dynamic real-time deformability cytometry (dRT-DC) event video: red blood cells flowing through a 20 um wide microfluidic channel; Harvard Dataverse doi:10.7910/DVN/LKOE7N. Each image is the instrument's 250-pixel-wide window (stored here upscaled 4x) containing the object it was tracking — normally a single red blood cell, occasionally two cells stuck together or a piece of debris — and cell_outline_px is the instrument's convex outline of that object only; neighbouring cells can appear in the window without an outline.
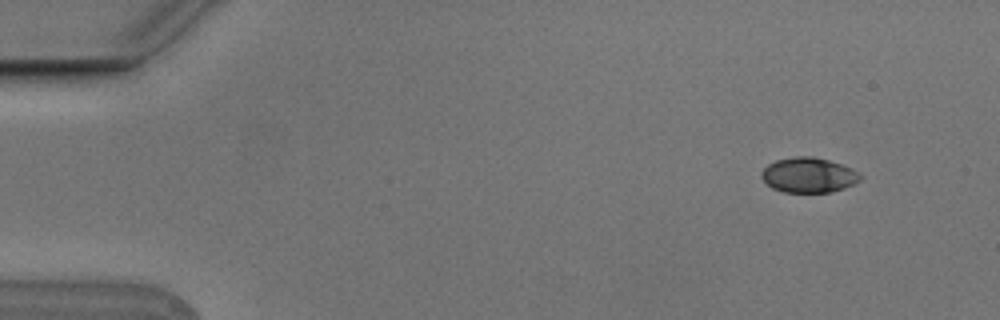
{"species": "Egyptian fruit bat (a non-hibernating species)", "species_latin": "Rousettus aegyptiacus", "temperature_condition": "cold", "stored_images_in_passage": 9, "camera_frame_rate_fps": 3000, "um_per_image_px": 0.085, "animal": {"sex": "male"}, "frame": {"image": 1, "passage_image": 1, "time_ms": 0.0, "image_size_px": [1000, 320], "cell_outline_px": [[864, 176], [860, 180], [844, 188], [828, 192], [784, 192], [772, 188], [760, 176], [760, 172], [768, 164], [776, 160], [796, 156], [812, 156], [828, 160], [852, 168]], "centroid_in_image_um": [68.72, 14.87], "position_along_channel_um": 16.3, "area_um2": 20.11}}
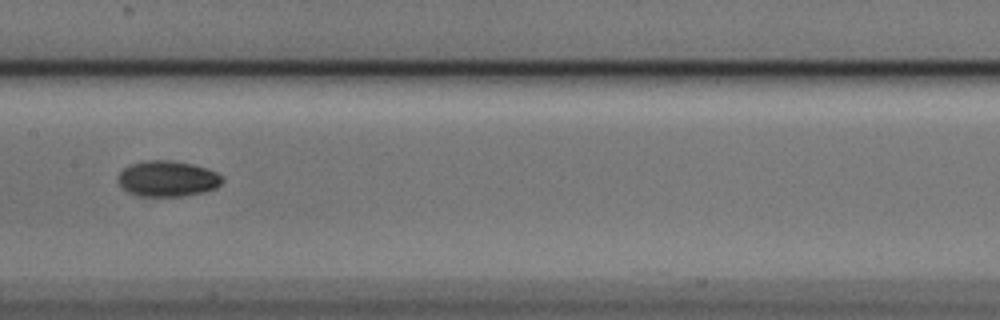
{"frame": {"image": 2, "passage_image": 7, "time_ms": 2.0, "image_size_px": [1000, 320], "cell_outline_px": [[224, 180], [216, 188], [204, 192], [184, 196], [136, 196], [128, 192], [116, 180], [120, 172], [124, 168], [132, 164], [148, 160], [172, 160], [192, 164], [216, 172]], "centroid_in_image_um": [14.22, 15.2], "position_along_channel_um": 193.2, "area_um2": 21.68}}
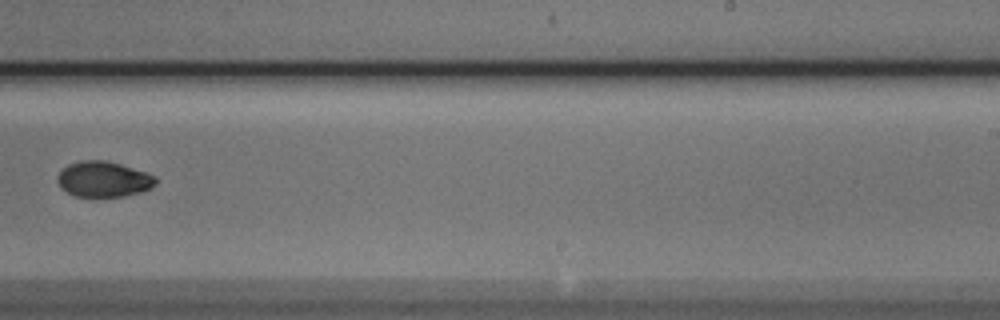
{"frame": {"image": 3, "passage_image": 9, "time_ms": 2.667, "image_size_px": [1000, 320], "cell_outline_px": [[156, 184], [152, 188], [140, 192], [124, 196], [76, 196], [60, 188], [56, 180], [56, 176], [68, 164], [80, 160], [104, 160], [120, 164], [156, 176]], "centroid_in_image_um": [8.78, 15.23], "position_along_channel_um": 280.2, "area_um2": 20.29}}